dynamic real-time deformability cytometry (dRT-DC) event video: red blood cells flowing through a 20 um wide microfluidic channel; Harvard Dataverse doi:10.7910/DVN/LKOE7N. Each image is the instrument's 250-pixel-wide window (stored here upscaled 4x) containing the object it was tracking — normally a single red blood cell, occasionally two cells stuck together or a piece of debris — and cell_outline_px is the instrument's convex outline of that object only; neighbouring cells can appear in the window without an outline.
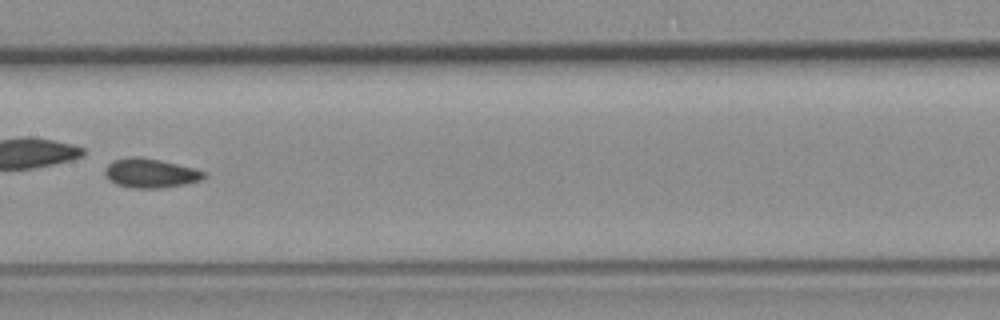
{"species": "common noctule bat (a hibernating species)", "species_latin": "Nyctalus noctula", "temperature_condition": "room temperature", "stored_images_in_passage": 38, "camera_frame_rate_fps": 3000, "um_per_image_px": 0.085, "animal": {"sex": "female", "body_mass_g": 19.3, "forearm_length_mm": 54.1}, "frame": {"image": 1, "passage_image": 17, "time_ms": 5.333, "image_size_px": [1000, 320], "cell_outline_px": [[208, 176], [204, 180], [188, 184], [164, 188], [132, 188], [116, 184], [108, 180], [104, 176], [104, 168], [112, 160], [128, 156], [136, 156], [160, 160], [208, 172]], "centroid_in_image_um": [12.8, 14.73], "position_along_channel_um": 194.6, "area_um2": 17.34}, "authors_computed_cell_mechanics": {"area_um2": 16.6753, "velocity_mm_per_s": 3.8348, "shape_relaxation_time_tau1_ms": null, "shape_relaxation_time_tau2_ms": 1.3501, "deformation_change_tau1": null, "deformation_change_tau2": 0.0573}}